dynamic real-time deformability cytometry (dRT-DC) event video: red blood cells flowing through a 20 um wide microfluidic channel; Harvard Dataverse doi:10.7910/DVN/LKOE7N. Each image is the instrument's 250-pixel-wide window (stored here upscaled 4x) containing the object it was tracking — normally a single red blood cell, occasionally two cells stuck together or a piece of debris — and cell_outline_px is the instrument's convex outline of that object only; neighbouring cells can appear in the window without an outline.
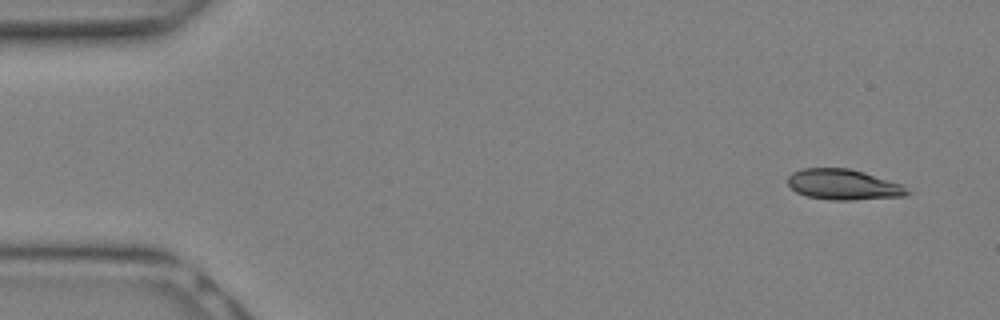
{"species": "Egyptian fruit bat (a non-hibernating species)", "species_latin": "Rousettus aegyptiacus", "temperature_condition": "warm", "stored_images_in_passage": 27, "camera_frame_rate_fps": 3000, "um_per_image_px": 0.085, "animal": {"sex": "female"}, "frame": {"image": 1, "passage_image": 1, "time_ms": 0.0, "image_size_px": [1000, 320], "cell_outline_px": [[912, 192], [908, 196], [852, 200], [832, 200], [804, 196], [796, 192], [788, 184], [788, 176], [792, 172], [804, 168], [848, 168], [864, 172], [904, 184]], "centroid_in_image_um": [71.74, 15.69], "position_along_channel_um": 13.3, "area_um2": 21.62}}
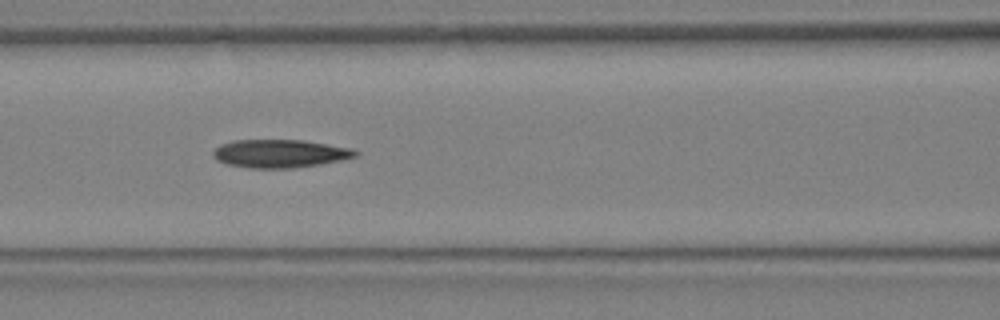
{"frame": {"image": 2, "passage_image": 11, "time_ms": 3.333, "image_size_px": [1000, 320], "cell_outline_px": [[360, 152], [356, 156], [340, 160], [320, 164], [292, 168], [252, 168], [228, 164], [216, 160], [212, 156], [212, 152], [220, 144], [232, 140], [304, 140], [352, 148]], "centroid_in_image_um": [23.78, 13.04], "position_along_channel_um": 142.8, "area_um2": 23.35}}
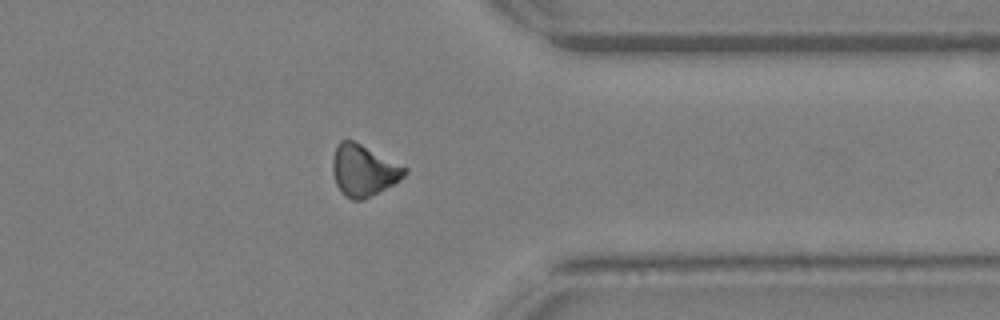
{"frame": {"image": 3, "passage_image": 21, "time_ms": 6.667, "image_size_px": [1000, 320], "cell_outline_px": [[408, 172], [404, 176], [392, 184], [360, 200], [352, 200], [344, 196], [336, 184], [332, 172], [332, 160], [336, 148], [340, 140], [352, 140], [408, 168]], "centroid_in_image_um": [30.87, 14.48], "position_along_channel_um": 380.5, "area_um2": 21.1}}